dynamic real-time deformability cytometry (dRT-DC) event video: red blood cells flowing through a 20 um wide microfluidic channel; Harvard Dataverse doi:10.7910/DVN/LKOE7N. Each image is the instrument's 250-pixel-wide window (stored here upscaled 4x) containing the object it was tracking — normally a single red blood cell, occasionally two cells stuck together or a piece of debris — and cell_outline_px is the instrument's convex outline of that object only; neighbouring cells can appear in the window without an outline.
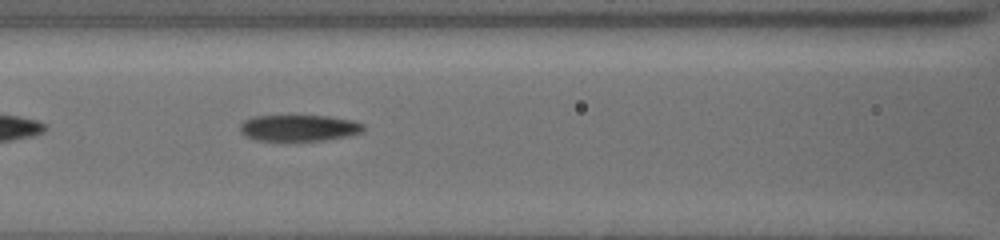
{"species": "common noctule bat (a hibernating species)", "species_latin": "Nyctalus noctula", "temperature_condition": "cold", "stored_images_in_passage": 32, "camera_frame_rate_fps": 3000, "um_per_image_px": 0.085, "animal": {"sex": "female", "body_mass_g": 19.5, "forearm_length_mm": 54.1}, "frame": {"image": 1, "passage_image": 7, "time_ms": 2.0, "image_size_px": [1000, 240], "cell_outline_px": [[364, 132], [348, 136], [324, 140], [256, 140], [244, 136], [240, 132], [240, 124], [244, 120], [256, 116], [328, 116], [352, 120], [364, 124]], "centroid_in_image_um": [25.42, 10.87], "position_along_channel_um": 141.2, "area_um2": 18.9}}
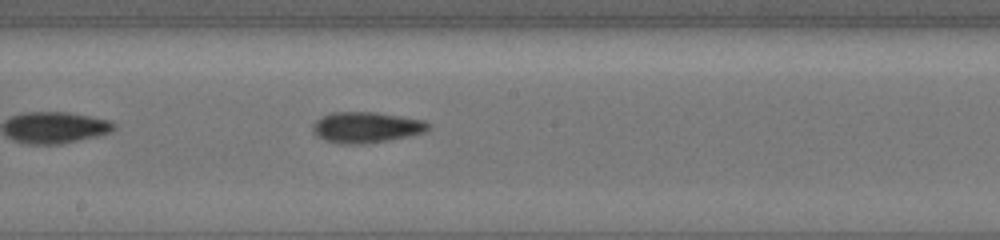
{"frame": {"image": 2, "passage_image": 13, "time_ms": 4.0, "image_size_px": [1000, 240], "cell_outline_px": [[428, 128], [424, 132], [408, 136], [388, 140], [364, 144], [340, 144], [324, 140], [316, 136], [312, 132], [312, 124], [316, 120], [332, 112], [376, 112], [424, 120], [428, 124]], "centroid_in_image_um": [31.07, 10.83], "position_along_channel_um": 217.1, "area_um2": 20.75}}
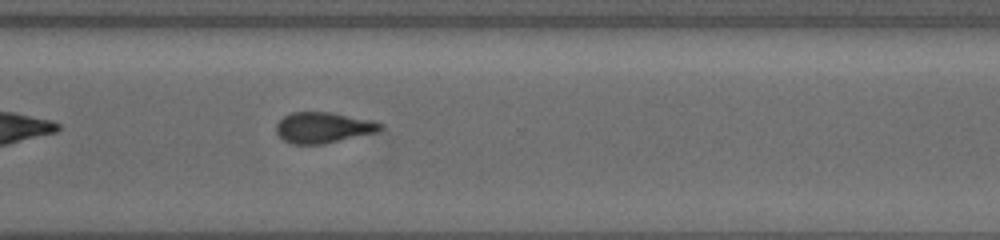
{"frame": {"image": 3, "passage_image": 23, "time_ms": 7.333, "image_size_px": [1000, 240], "cell_outline_px": [[384, 128], [376, 132], [320, 144], [292, 144], [284, 140], [276, 132], [276, 124], [284, 116], [292, 112], [332, 112], [372, 120], [384, 124]], "centroid_in_image_um": [27.48, 10.83], "position_along_channel_um": 343.1, "area_um2": 18.55}}